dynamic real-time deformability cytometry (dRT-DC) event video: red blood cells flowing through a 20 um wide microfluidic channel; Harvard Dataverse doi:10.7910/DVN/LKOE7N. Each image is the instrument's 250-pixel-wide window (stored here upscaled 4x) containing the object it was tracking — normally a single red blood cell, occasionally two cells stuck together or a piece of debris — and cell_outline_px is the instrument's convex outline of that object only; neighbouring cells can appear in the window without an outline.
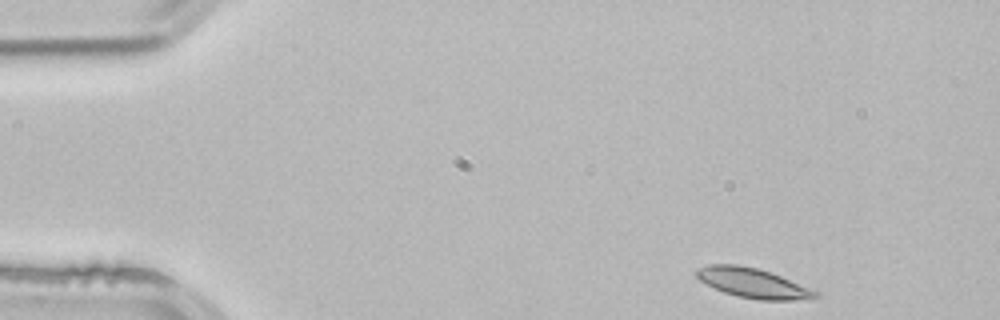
{"species": "common noctule bat (a hibernating species)", "species_latin": "Nyctalus noctula", "temperature_condition": "room temperature", "stored_images_in_passage": 48, "camera_frame_rate_fps": 3000, "um_per_image_px": 0.085, "animal": {"sex": "male", "body_mass_g": 21.5, "forearm_length_mm": 52.0}, "frame": {"image": 1, "passage_image": 1, "time_ms": 0.0, "image_size_px": [1000, 320], "cell_outline_px": [[820, 296], [812, 300], [760, 300], [736, 296], [724, 292], [700, 280], [696, 276], [696, 272], [700, 268], [708, 264], [736, 264], [760, 268], [772, 272], [820, 292]], "centroid_in_image_um": [64.09, 24.06], "position_along_channel_um": 20.9, "area_um2": 20.81}}
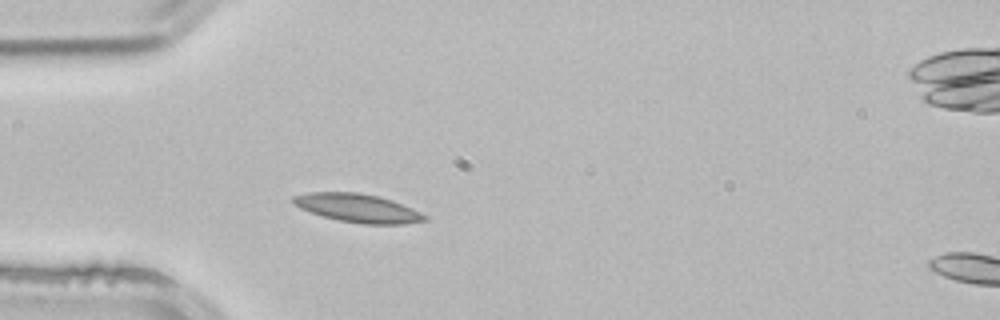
{"frame": {"image": 2, "passage_image": 10, "time_ms": 3.0, "image_size_px": [1000, 320], "cell_outline_px": [[428, 220], [404, 224], [360, 224], [340, 220], [324, 216], [300, 208], [292, 204], [292, 196], [308, 192], [360, 192], [380, 196], [392, 200], [412, 208], [428, 216]], "centroid_in_image_um": [30.42, 17.68], "position_along_channel_um": 54.6, "area_um2": 21.91}}
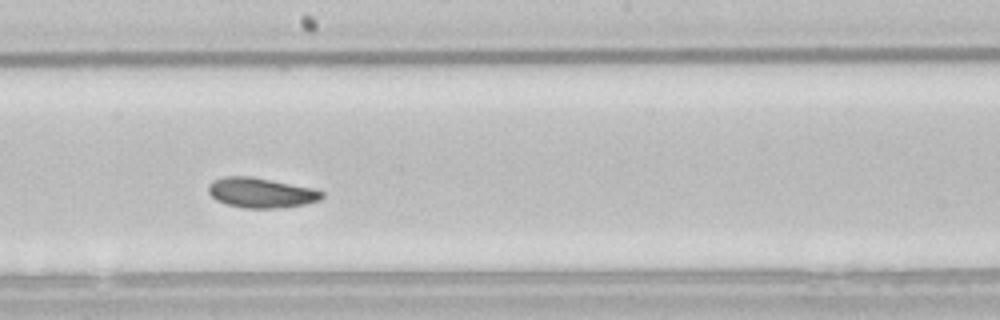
{"frame": {"image": 3, "passage_image": 24, "time_ms": 7.667, "image_size_px": [1000, 320], "cell_outline_px": [[324, 196], [320, 200], [304, 204], [284, 208], [244, 208], [228, 204], [216, 200], [208, 192], [208, 184], [212, 180], [224, 176], [252, 176], [312, 188], [324, 192]], "centroid_in_image_um": [22.18, 16.38], "position_along_channel_um": 226.0, "area_um2": 19.94}, "authors_computed_cell_mechanics": {"area_um2": 19.9988, "velocity_mm_per_s": 3.8222, "shape_relaxation_time_tau1_ms": 3.9583, "shape_relaxation_time_tau2_ms": 5.3397, "deformation_change_tau1": 0.0851, "deformation_change_tau2": 0.0942}}